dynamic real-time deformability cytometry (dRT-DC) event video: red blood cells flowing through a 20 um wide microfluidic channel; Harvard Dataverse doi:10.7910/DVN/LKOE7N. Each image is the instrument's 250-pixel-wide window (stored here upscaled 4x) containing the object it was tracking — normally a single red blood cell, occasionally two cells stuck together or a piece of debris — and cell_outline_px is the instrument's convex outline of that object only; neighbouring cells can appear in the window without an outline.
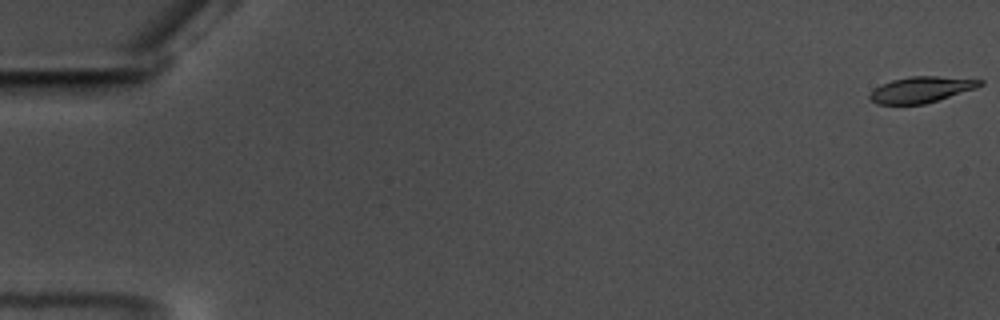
{"species": "common noctule bat (a hibernating species)", "species_latin": "Nyctalus noctula", "temperature_condition": "warm", "stored_images_in_passage": 59, "camera_frame_rate_fps": 3000, "um_per_image_px": 0.085, "animal": {"sex": "male", "body_mass_g": 17.5, "forearm_length_mm": 52.3}, "frame": {"image": 1, "passage_image": 1, "time_ms": 0.0, "image_size_px": [1000, 320], "cell_outline_px": [[984, 84], [976, 88], [924, 104], [876, 104], [868, 96], [876, 88], [892, 80], [912, 76], [936, 76], [984, 80]], "centroid_in_image_um": [78.33, 7.61], "position_along_channel_um": 6.7, "area_um2": 16.36}}
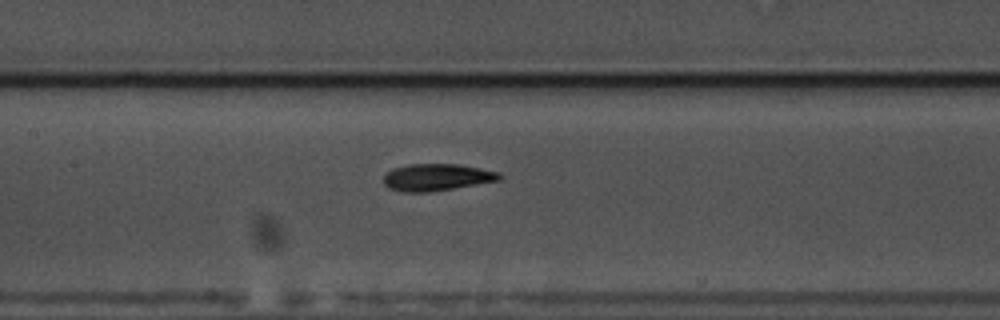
{"frame": {"image": 2, "passage_image": 29, "time_ms": 9.333, "image_size_px": [1000, 320], "cell_outline_px": [[504, 176], [500, 180], [428, 192], [404, 192], [388, 188], [384, 184], [384, 176], [392, 168], [408, 164], [460, 164], [500, 172]], "centroid_in_image_um": [37.13, 15.06], "position_along_channel_um": 170.3, "area_um2": 18.21}}
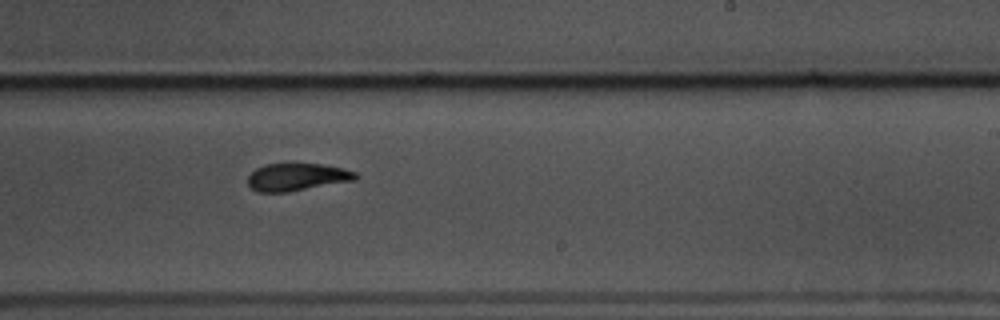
{"frame": {"image": 3, "passage_image": 37, "time_ms": 12.0, "image_size_px": [1000, 320], "cell_outline_px": [[356, 180], [288, 192], [256, 192], [248, 184], [248, 176], [256, 168], [264, 164], [320, 164], [344, 168], [356, 172]], "centroid_in_image_um": [25.23, 15.05], "position_along_channel_um": 263.8, "area_um2": 17.22}, "authors_computed_cell_mechanics": {"area_um2": 17.7446, "velocity_mm_per_s": 3.5235, "shape_relaxation_time_tau1_ms": 4.1368, "shape_relaxation_time_tau2_ms": 2.8895, "deformation_change_tau1": 0.1435, "deformation_change_tau2": 0.0838}}